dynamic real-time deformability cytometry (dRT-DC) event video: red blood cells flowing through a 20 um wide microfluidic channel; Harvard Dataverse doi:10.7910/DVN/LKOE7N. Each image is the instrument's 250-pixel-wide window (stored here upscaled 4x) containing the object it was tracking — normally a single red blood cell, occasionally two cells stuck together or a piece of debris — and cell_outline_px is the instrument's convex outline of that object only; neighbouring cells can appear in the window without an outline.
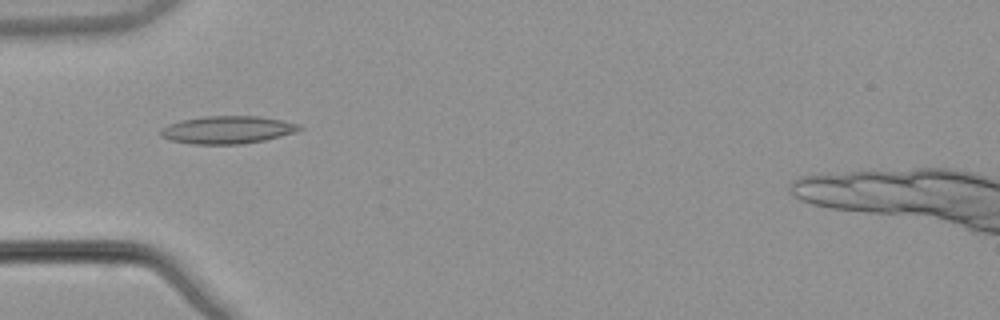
{"species": "common noctule bat (a hibernating species)", "species_latin": "Nyctalus noctula", "temperature_condition": "warm", "stored_images_in_passage": 37, "camera_frame_rate_fps": 3000, "um_per_image_px": 0.085, "animal": {"sex": "male", "body_mass_g": 21.5, "forearm_length_mm": 52.0}, "frame": {"image": 1, "passage_image": 1, "time_ms": 0.0, "image_size_px": [1000, 320], "cell_outline_px": [[304, 128], [296, 132], [264, 140], [240, 144], [192, 144], [168, 140], [160, 136], [160, 132], [168, 124], [180, 120], [204, 116], [260, 116], [300, 124]], "centroid_in_image_um": [19.32, 11.03], "position_along_channel_um": 65.7, "area_um2": 22.43}}
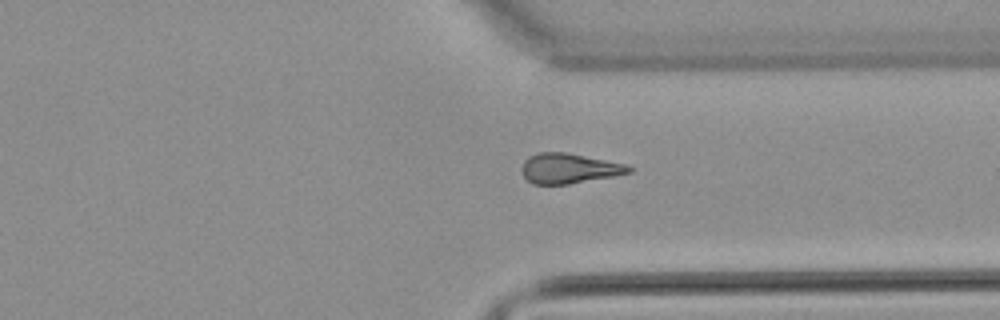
{"frame": {"image": 2, "passage_image": 24, "time_ms": 7.667, "image_size_px": [1000, 320], "cell_outline_px": [[632, 172], [612, 176], [568, 184], [532, 184], [524, 176], [520, 168], [524, 160], [528, 156], [540, 152], [568, 152], [628, 164], [632, 168]], "centroid_in_image_um": [48.36, 14.3], "position_along_channel_um": 363.0, "area_um2": 18.9}}
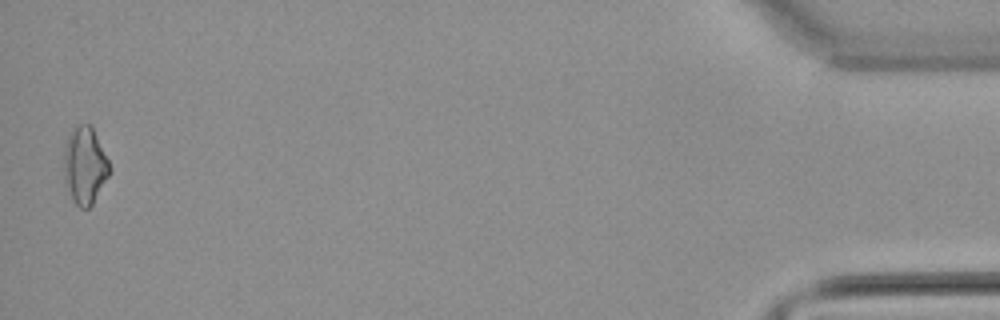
{"frame": {"image": 3, "passage_image": 36, "time_ms": 11.667, "image_size_px": [1000, 320], "cell_outline_px": [[112, 172], [92, 204], [88, 208], [80, 208], [72, 200], [64, 180], [64, 144], [68, 136], [76, 124], [92, 124], [112, 168]], "centroid_in_image_um": [7.23, 14.05], "position_along_channel_um": 428.0, "area_um2": 20.92}, "authors_computed_cell_mechanics": {"area_um2": 18.8428, "velocity_mm_per_s": 3.9014, "shape_relaxation_time_tau1_ms": null, "shape_relaxation_time_tau2_ms": 8.7051, "deformation_change_tau1": null, "deformation_change_tau2": 0.2324}}